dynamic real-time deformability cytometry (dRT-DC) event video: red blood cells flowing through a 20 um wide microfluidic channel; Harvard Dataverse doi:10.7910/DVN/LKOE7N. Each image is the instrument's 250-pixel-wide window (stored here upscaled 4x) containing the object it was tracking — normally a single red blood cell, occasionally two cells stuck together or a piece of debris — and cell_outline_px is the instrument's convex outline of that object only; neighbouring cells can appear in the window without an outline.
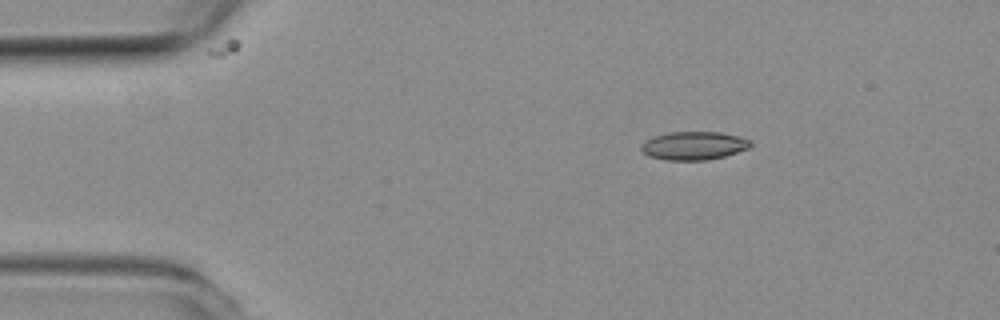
{"species": "common noctule bat (a hibernating species)", "species_latin": "Nyctalus noctula", "temperature_condition": "room temperature", "stored_images_in_passage": 47, "camera_frame_rate_fps": 3000, "um_per_image_px": 0.085, "animal": {"sex": "female", "body_mass_g": 19.3, "forearm_length_mm": 54.1}, "frame": {"image": 1, "passage_image": 1, "time_ms": 0.0, "image_size_px": [1000, 320], "cell_outline_px": [[752, 144], [748, 148], [724, 156], [708, 160], [664, 160], [648, 156], [640, 148], [640, 144], [656, 136], [668, 132], [720, 132], [740, 136], [752, 140]], "centroid_in_image_um": [58.99, 12.38], "position_along_channel_um": 26.0, "area_um2": 18.03}}
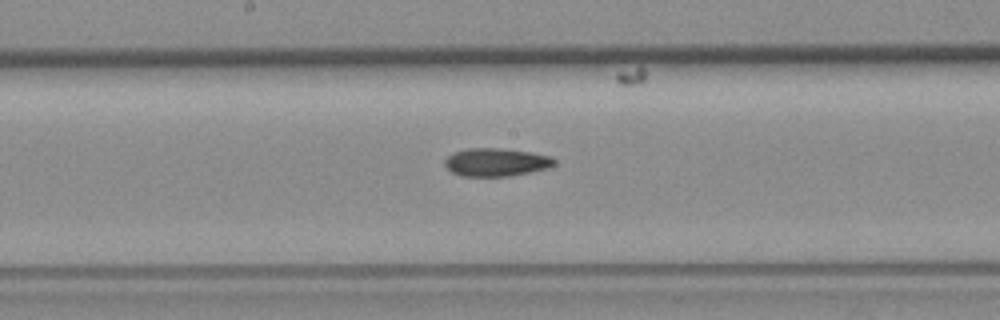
{"frame": {"image": 2, "passage_image": 20, "time_ms": 6.333, "image_size_px": [1000, 320], "cell_outline_px": [[556, 164], [544, 168], [528, 172], [508, 176], [460, 176], [452, 172], [444, 164], [444, 160], [448, 156], [456, 152], [468, 148], [496, 148], [532, 152], [552, 156], [556, 160]], "centroid_in_image_um": [42.17, 13.78], "position_along_channel_um": 206.0, "area_um2": 17.74}}
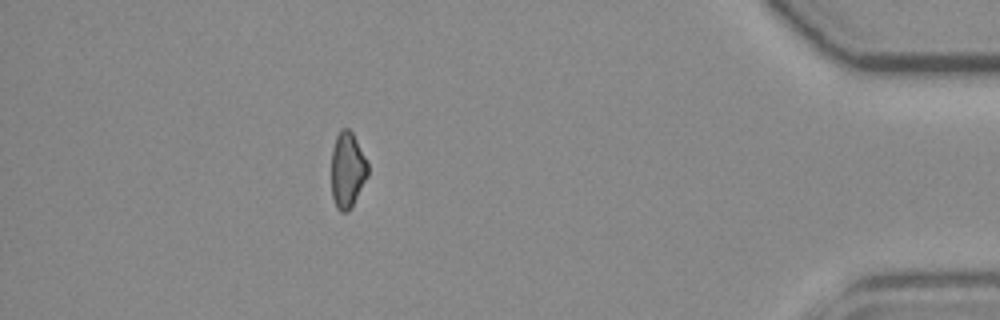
{"frame": {"image": 3, "passage_image": 40, "time_ms": 13.0, "image_size_px": [1000, 320], "cell_outline_px": [[368, 176], [348, 212], [340, 212], [336, 208], [332, 196], [332, 148], [336, 136], [340, 128], [348, 128], [352, 132], [368, 164]], "centroid_in_image_um": [29.52, 14.44], "position_along_channel_um": 405.7, "area_um2": 16.01}}